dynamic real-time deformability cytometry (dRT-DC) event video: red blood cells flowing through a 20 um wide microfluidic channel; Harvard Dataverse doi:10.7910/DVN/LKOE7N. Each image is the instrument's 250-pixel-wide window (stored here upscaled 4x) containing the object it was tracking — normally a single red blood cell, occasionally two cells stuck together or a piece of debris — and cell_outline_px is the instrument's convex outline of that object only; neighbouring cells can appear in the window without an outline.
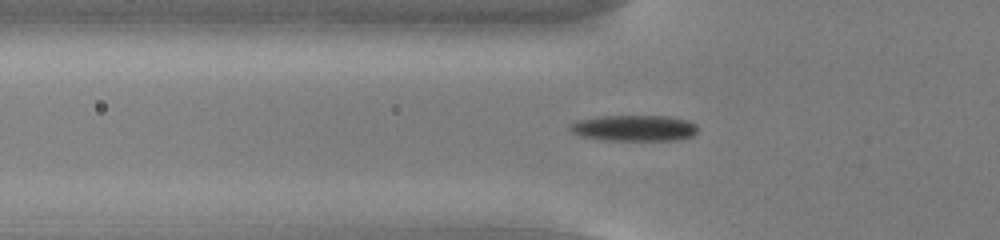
{"species": "common noctule bat (a hibernating species)", "species_latin": "Nyctalus noctula", "temperature_condition": "cold", "stored_images_in_passage": 56, "camera_frame_rate_fps": 3000, "um_per_image_px": 0.085, "animal": {"sex": "male", "body_mass_g": 13.0, "forearm_length_mm": 53.1}, "frame": {"image": 1, "passage_image": 20, "time_ms": 6.333, "image_size_px": [1000, 240], "cell_outline_px": [[696, 132], [692, 136], [680, 140], [604, 140], [580, 136], [572, 132], [568, 128], [568, 124], [580, 120], [600, 116], [668, 116], [688, 120], [696, 124]], "centroid_in_image_um": [53.9, 10.89], "position_along_channel_um": 71.9, "area_um2": 19.42}}
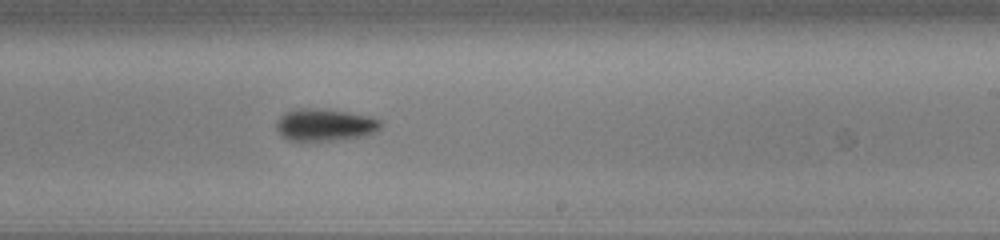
{"frame": {"image": 2, "passage_image": 35, "time_ms": 11.333, "image_size_px": [1000, 240], "cell_outline_px": [[384, 120], [380, 128], [376, 132], [368, 136], [336, 140], [288, 140], [280, 136], [276, 128], [276, 120], [284, 112], [300, 108], [312, 108], [348, 112], [372, 116]], "centroid_in_image_um": [27.65, 10.61], "position_along_channel_um": 261.3, "area_um2": 19.94}}
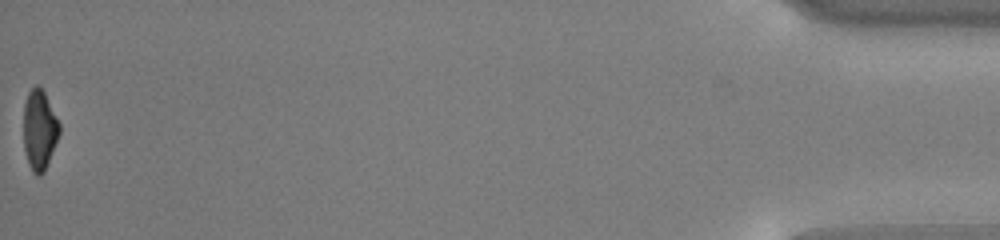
{"frame": {"image": 3, "passage_image": 56, "time_ms": 18.333, "image_size_px": [1000, 240], "cell_outline_px": [[60, 132], [44, 172], [40, 176], [36, 176], [32, 172], [28, 164], [24, 148], [24, 104], [28, 92], [36, 84], [44, 92], [60, 124]], "centroid_in_image_um": [3.34, 11.07], "position_along_channel_um": 431.9, "area_um2": 16.59}, "authors_computed_cell_mechanics": {"area_um2": 18.0914, "velocity_mm_per_s": 3.8023, "shape_relaxation_time_tau1_ms": 2.1331, "shape_relaxation_time_tau2_ms": null, "deformation_change_tau1": 0.1418, "deformation_change_tau2": null}}